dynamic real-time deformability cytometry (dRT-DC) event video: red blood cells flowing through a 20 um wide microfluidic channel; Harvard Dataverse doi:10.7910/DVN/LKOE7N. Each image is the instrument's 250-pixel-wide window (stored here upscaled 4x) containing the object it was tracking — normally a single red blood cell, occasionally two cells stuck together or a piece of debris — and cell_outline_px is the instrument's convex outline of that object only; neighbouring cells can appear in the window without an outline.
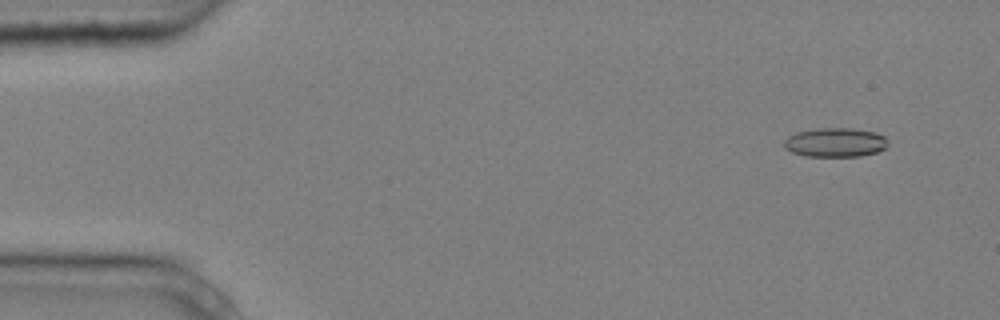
{"species": "common noctule bat (a hibernating species)", "species_latin": "Nyctalus noctula", "temperature_condition": "cold", "stored_images_in_passage": 4, "camera_frame_rate_fps": 3000, "um_per_image_px": 0.085, "animal": {"sex": "male", "body_mass_g": 20.4}, "frame": {"image": 1, "passage_image": 2, "time_ms": 0.333, "image_size_px": [1000, 320], "cell_outline_px": [[888, 144], [884, 148], [876, 152], [860, 156], [808, 156], [792, 152], [784, 148], [784, 140], [788, 136], [796, 132], [816, 128], [852, 128], [876, 132], [884, 136], [888, 140]], "centroid_in_image_um": [70.99, 12.09], "position_along_channel_um": 14.0, "area_um2": 17.69}}